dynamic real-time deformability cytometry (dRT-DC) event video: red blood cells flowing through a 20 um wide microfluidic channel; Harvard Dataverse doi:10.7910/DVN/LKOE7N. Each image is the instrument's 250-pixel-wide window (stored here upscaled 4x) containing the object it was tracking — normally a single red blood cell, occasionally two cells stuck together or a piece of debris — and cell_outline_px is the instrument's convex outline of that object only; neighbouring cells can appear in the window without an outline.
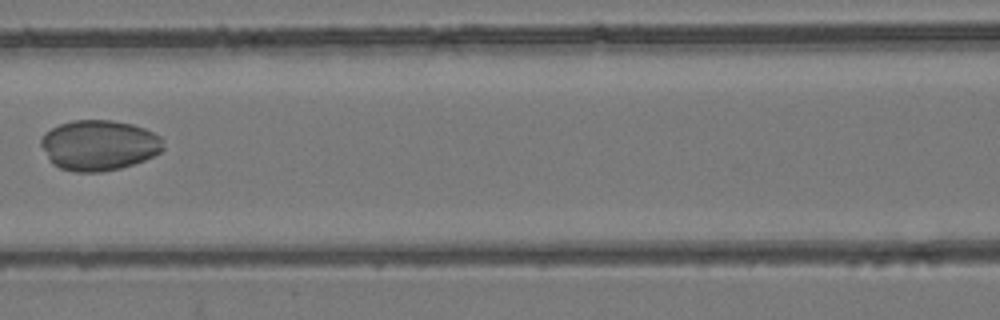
{"species": "common noctule bat (a hibernating species)", "species_latin": "Nyctalus noctula", "temperature_condition": "room temperature", "stored_images_in_passage": 8, "camera_frame_rate_fps": 3000, "um_per_image_px": 0.085, "animal": {"sex": "female", "body_mass_g": 24.6, "forearm_length_mm": 56.2}, "frame": {"image": 1, "passage_image": 7, "time_ms": 2.0, "image_size_px": [1000, 320], "cell_outline_px": [[164, 148], [160, 152], [144, 160], [120, 168], [104, 172], [76, 172], [60, 168], [52, 164], [40, 144], [40, 140], [44, 132], [60, 124], [72, 120], [112, 120], [132, 124], [144, 128], [160, 136], [164, 140]], "centroid_in_image_um": [8.41, 12.34], "position_along_channel_um": 158.2, "area_um2": 36.07}}
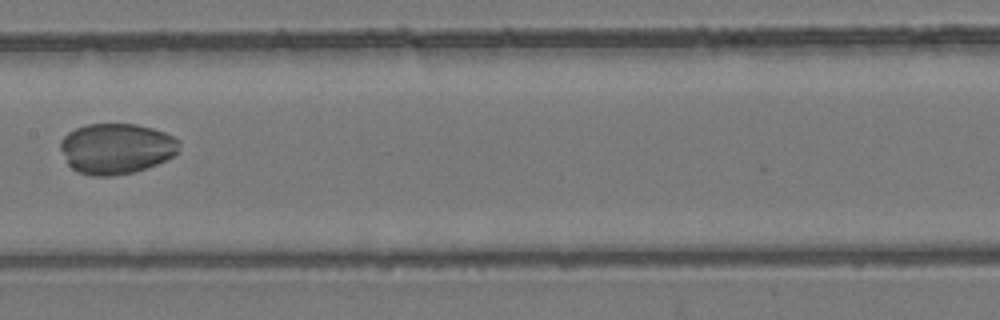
{"frame": {"image": 2, "passage_image": 8, "time_ms": 2.333, "image_size_px": [1000, 320], "cell_outline_px": [[180, 152], [156, 164], [132, 172], [112, 176], [92, 176], [76, 172], [68, 164], [60, 148], [60, 140], [68, 132], [76, 128], [88, 124], [136, 124], [152, 128], [164, 132], [180, 140]], "centroid_in_image_um": [9.88, 12.62], "position_along_channel_um": 197.5, "area_um2": 35.08}}